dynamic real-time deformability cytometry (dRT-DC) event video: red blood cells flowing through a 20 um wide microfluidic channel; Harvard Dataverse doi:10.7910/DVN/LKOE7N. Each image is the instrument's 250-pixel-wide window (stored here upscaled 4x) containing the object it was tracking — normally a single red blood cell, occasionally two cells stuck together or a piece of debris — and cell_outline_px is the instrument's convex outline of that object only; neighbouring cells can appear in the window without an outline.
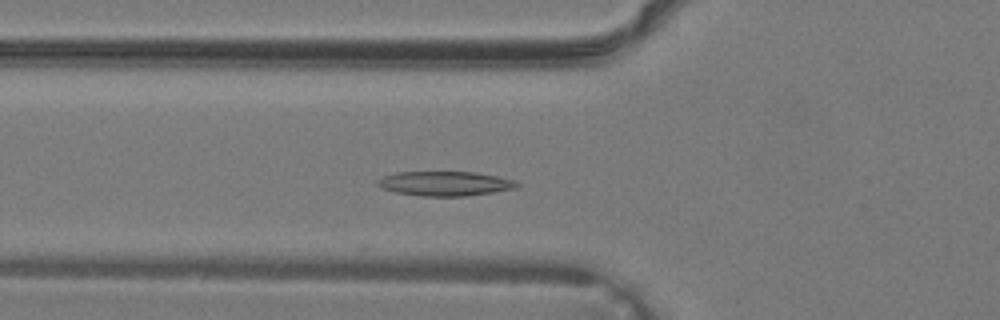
{"species": "common noctule bat (a hibernating species)", "species_latin": "Nyctalus noctula", "temperature_condition": "warm", "stored_images_in_passage": 10, "camera_frame_rate_fps": 3000, "um_per_image_px": 0.085, "animal": {"sex": "male", "body_mass_g": 19.2, "forearm_length_mm": 51.8}, "frame": {"image": 1, "passage_image": 2, "time_ms": 0.333, "image_size_px": [1000, 320], "cell_outline_px": [[520, 184], [516, 188], [492, 192], [464, 196], [420, 196], [396, 192], [380, 188], [376, 184], [376, 180], [384, 176], [396, 172], [476, 172], [496, 176], [512, 180]], "centroid_in_image_um": [37.77, 15.6], "position_along_channel_um": 88.0, "area_um2": 19.83}}
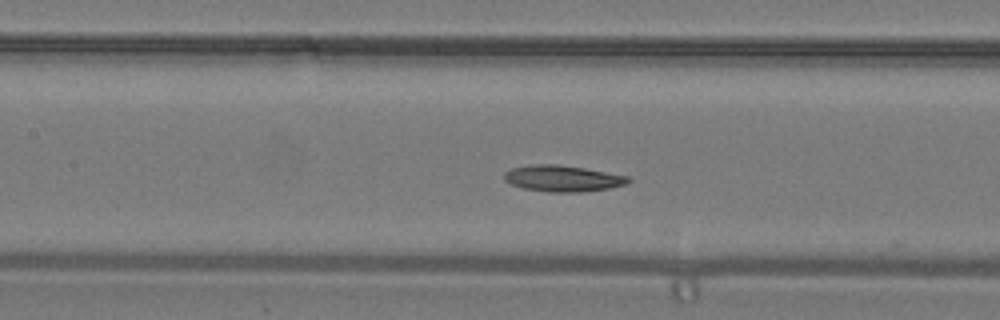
{"frame": {"image": 2, "passage_image": 6, "time_ms": 1.667, "image_size_px": [1000, 320], "cell_outline_px": [[632, 180], [624, 184], [608, 188], [584, 192], [548, 192], [524, 188], [512, 184], [504, 180], [504, 172], [512, 168], [528, 164], [556, 164], [584, 168], [628, 176]], "centroid_in_image_um": [47.8, 15.16], "position_along_channel_um": 159.6, "area_um2": 18.9}}
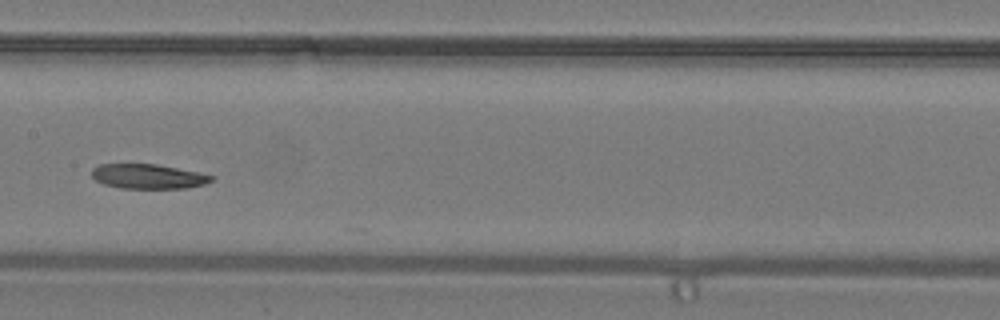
{"frame": {"image": 3, "passage_image": 8, "time_ms": 2.333, "image_size_px": [1000, 320], "cell_outline_px": [[216, 176], [212, 180], [204, 184], [188, 188], [120, 188], [104, 184], [96, 180], [92, 176], [92, 168], [100, 164], [156, 164], [200, 172]], "centroid_in_image_um": [12.62, 14.99], "position_along_channel_um": 194.8, "area_um2": 17.22}}